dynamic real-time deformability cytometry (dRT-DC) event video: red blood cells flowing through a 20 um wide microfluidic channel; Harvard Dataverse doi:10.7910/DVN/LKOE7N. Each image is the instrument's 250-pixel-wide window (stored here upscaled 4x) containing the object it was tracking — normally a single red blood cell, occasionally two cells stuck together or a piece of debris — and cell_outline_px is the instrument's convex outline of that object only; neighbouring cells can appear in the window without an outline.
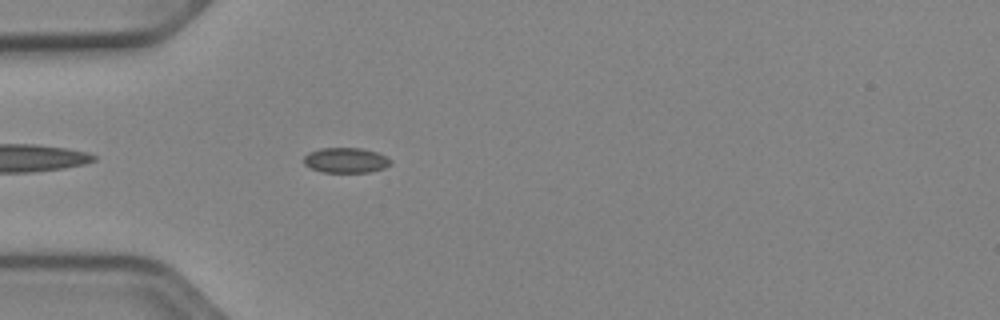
{"species": "Egyptian fruit bat (a non-hibernating species)", "species_latin": "Rousettus aegyptiacus", "temperature_condition": "cold", "stored_images_in_passage": 8, "camera_frame_rate_fps": 3000, "um_per_image_px": 0.085, "animal": {"sex": "female"}, "frame": {"image": 1, "passage_image": 4, "time_ms": 1.0, "image_size_px": [1000, 320], "cell_outline_px": [[392, 164], [384, 168], [368, 172], [324, 172], [312, 168], [304, 164], [304, 156], [308, 152], [320, 148], [360, 148], [376, 152], [392, 160]], "centroid_in_image_um": [29.39, 13.62], "position_along_channel_um": 55.6, "area_um2": 12.66}}